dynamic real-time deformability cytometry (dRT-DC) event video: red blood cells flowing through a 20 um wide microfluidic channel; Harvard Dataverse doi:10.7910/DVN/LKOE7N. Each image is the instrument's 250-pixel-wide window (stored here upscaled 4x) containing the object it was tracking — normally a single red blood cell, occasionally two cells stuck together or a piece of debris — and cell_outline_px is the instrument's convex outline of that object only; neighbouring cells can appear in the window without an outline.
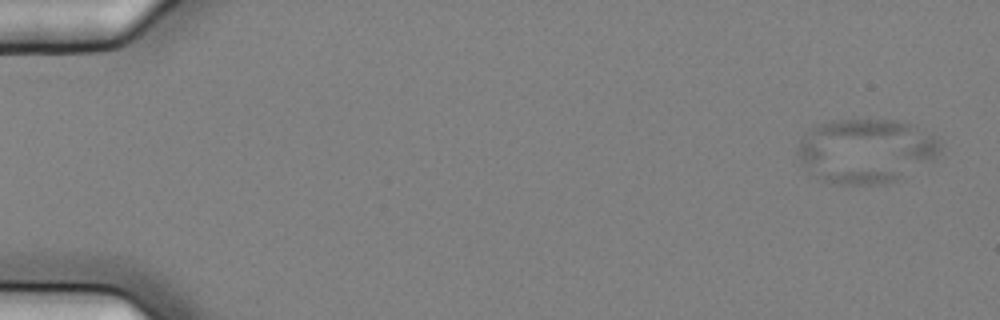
{"species": "common noctule bat (a hibernating species)", "species_latin": "Nyctalus noctula", "temperature_condition": "cold", "stored_images_in_passage": 5, "camera_frame_rate_fps": 3000, "um_per_image_px": 0.085, "animal": {"sex": "female", "body_mass_g": 25.1}, "frame": {"image": 1, "passage_image": 1, "time_ms": 0.0, "image_size_px": [1000, 320], "cell_outline_px": [[940, 152], [932, 160], [896, 180], [884, 184], [832, 184], [820, 180], [808, 172], [796, 156], [796, 148], [800, 140], [816, 124], [828, 120], [904, 120], [936, 136], [940, 140]], "centroid_in_image_um": [73.57, 12.81], "position_along_channel_um": 11.4, "area_um2": 53.93}}